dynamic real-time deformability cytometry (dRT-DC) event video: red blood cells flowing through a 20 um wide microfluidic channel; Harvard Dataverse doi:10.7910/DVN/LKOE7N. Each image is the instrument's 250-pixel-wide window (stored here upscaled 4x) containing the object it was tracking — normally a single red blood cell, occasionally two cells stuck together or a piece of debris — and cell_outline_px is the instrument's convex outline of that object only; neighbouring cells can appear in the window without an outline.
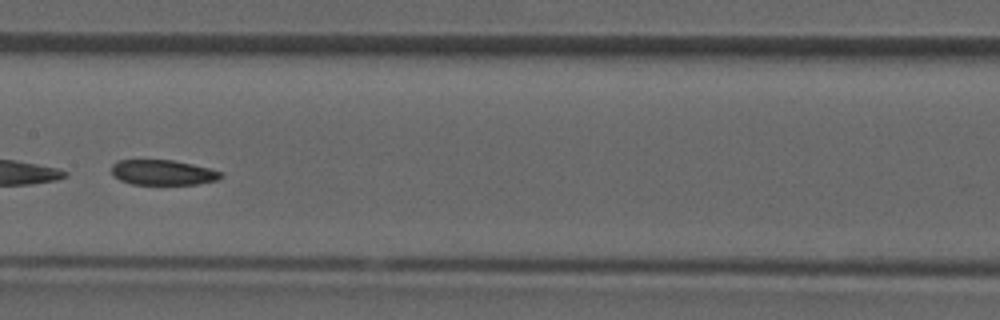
{"species": "common noctule bat (a hibernating species)", "species_latin": "Nyctalus noctula", "temperature_condition": "room temperature", "stored_images_in_passage": 25, "camera_frame_rate_fps": 3000, "um_per_image_px": 0.085, "animal": {"sex": "male", "forearm_length_mm": 52.5}, "frame": {"image": 1, "passage_image": 11, "time_ms": 3.333, "image_size_px": [1000, 320], "cell_outline_px": [[224, 176], [216, 180], [196, 184], [132, 184], [120, 180], [112, 176], [112, 164], [116, 160], [172, 160], [192, 164], [224, 172]], "centroid_in_image_um": [13.83, 14.66], "position_along_channel_um": 193.6, "area_um2": 16.07}}